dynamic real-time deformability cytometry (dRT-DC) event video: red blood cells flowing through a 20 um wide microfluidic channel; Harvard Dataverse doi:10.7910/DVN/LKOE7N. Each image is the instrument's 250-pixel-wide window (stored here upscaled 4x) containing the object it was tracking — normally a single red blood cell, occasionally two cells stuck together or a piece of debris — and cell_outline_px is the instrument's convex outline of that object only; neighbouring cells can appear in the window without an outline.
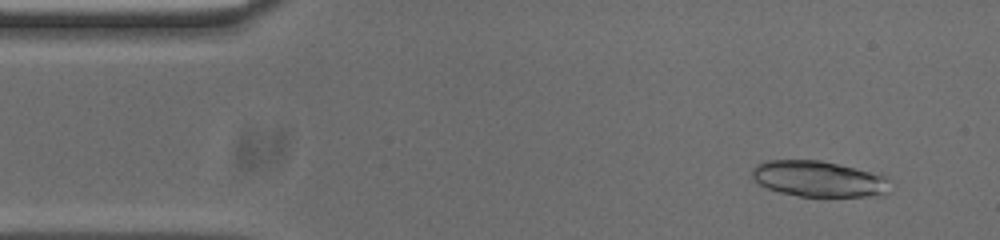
{"species": "common noctule bat (a hibernating species)", "species_latin": "Nyctalus noctula", "temperature_condition": "cold", "stored_images_in_passage": 52, "camera_frame_rate_fps": 3000, "um_per_image_px": 0.085, "animal": {"sex": "male", "body_mass_g": 20.0, "forearm_length_mm": 53.3}, "frame": {"image": 1, "passage_image": 4, "time_ms": 1.0, "image_size_px": [1000, 240], "cell_outline_px": [[892, 192], [884, 196], [800, 196], [780, 192], [768, 188], [760, 184], [752, 176], [752, 168], [756, 164], [764, 160], [820, 160], [880, 172], [888, 176]], "centroid_in_image_um": [69.71, 15.19], "position_along_channel_um": 15.3, "area_um2": 29.59}}